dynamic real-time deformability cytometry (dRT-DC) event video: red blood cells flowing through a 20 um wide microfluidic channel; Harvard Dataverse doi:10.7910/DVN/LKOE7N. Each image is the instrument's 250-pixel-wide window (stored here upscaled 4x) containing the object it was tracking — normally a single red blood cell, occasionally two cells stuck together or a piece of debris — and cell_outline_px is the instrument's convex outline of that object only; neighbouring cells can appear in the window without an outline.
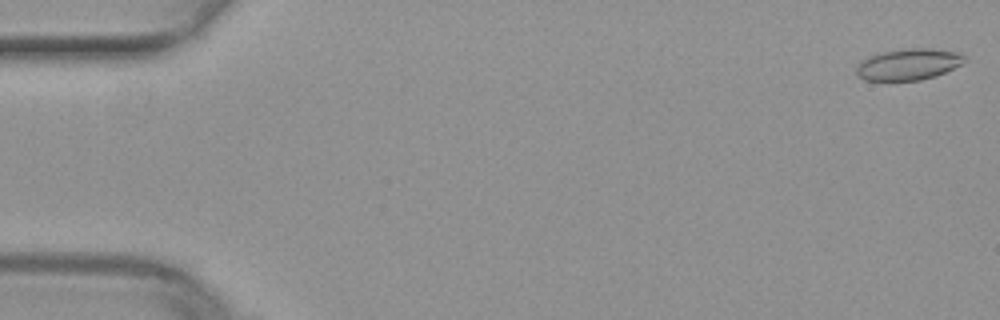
{"species": "common noctule bat (a hibernating species)", "species_latin": "Nyctalus noctula", "temperature_condition": "warm", "stored_images_in_passage": 5, "camera_frame_rate_fps": 3000, "um_per_image_px": 0.085, "animal": {"sex": "female", "body_mass_g": 29.2, "forearm_length_mm": 56.3}, "frame": {"image": 1, "passage_image": 1, "time_ms": 0.0, "image_size_px": [1000, 320], "cell_outline_px": [[968, 60], [936, 76], [920, 80], [864, 80], [856, 76], [856, 68], [868, 56], [880, 52], [908, 48], [932, 48], [960, 52]], "centroid_in_image_um": [77.23, 5.46], "position_along_channel_um": 7.8, "area_um2": 19.77}}